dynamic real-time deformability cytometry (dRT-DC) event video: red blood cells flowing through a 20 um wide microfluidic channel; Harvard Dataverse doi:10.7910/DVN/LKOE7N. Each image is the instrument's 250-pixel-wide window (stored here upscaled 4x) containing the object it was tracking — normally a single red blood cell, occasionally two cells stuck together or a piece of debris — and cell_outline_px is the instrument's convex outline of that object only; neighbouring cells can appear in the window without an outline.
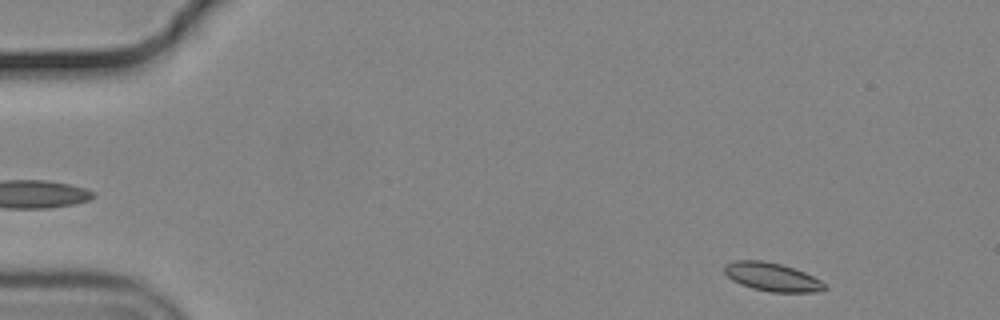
{"species": "common noctule bat (a hibernating species)", "species_latin": "Nyctalus noctula", "temperature_condition": "cold", "stored_images_in_passage": 53, "camera_frame_rate_fps": 3000, "um_per_image_px": 0.085, "animal": {"sex": "male", "body_mass_g": 19.2, "forearm_length_mm": 51.8}, "frame": {"image": 1, "passage_image": 3, "time_ms": 0.667, "image_size_px": [1000, 320], "cell_outline_px": [[828, 288], [812, 292], [772, 292], [752, 288], [740, 284], [732, 280], [724, 272], [724, 264], [736, 260], [764, 260], [780, 264], [804, 272], [820, 280]], "centroid_in_image_um": [65.58, 23.53], "position_along_channel_um": 19.4, "area_um2": 16.47}}
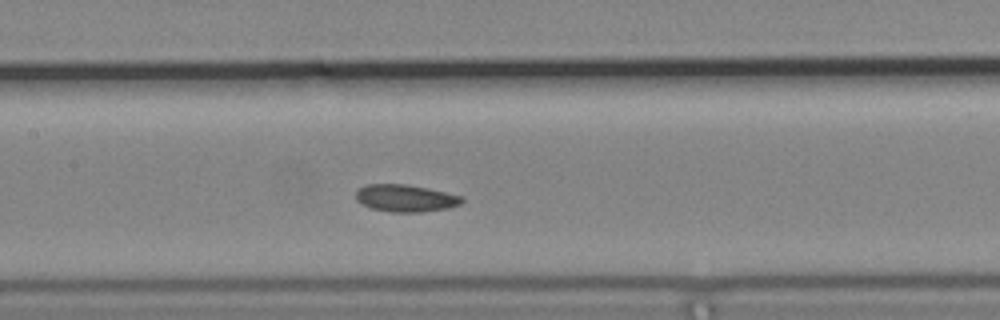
{"frame": {"image": 2, "passage_image": 24, "time_ms": 7.667, "image_size_px": [1000, 320], "cell_outline_px": [[464, 200], [460, 204], [448, 208], [420, 212], [392, 212], [368, 208], [360, 204], [356, 200], [356, 192], [360, 188], [368, 184], [408, 184], [428, 188], [464, 196]], "centroid_in_image_um": [34.47, 16.85], "position_along_channel_um": 172.9, "area_um2": 16.99}}
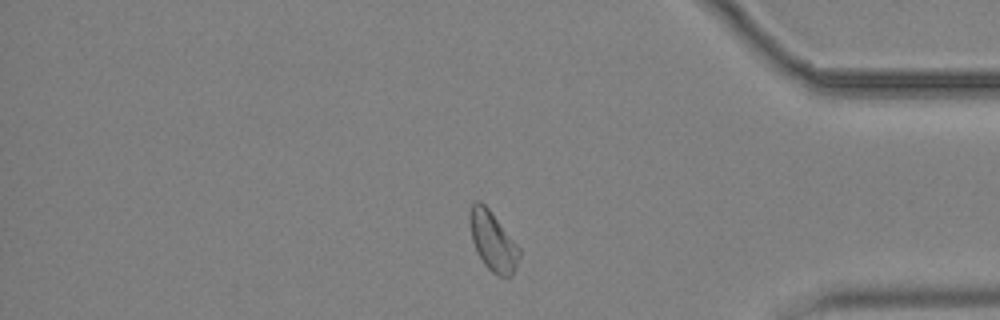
{"frame": {"image": 3, "passage_image": 44, "time_ms": 14.333, "image_size_px": [1000, 320], "cell_outline_px": [[520, 256], [516, 268], [512, 276], [496, 276], [484, 264], [472, 240], [468, 224], [468, 216], [472, 204], [476, 200], [480, 200], [488, 208], [520, 248]], "centroid_in_image_um": [41.88, 20.5], "position_along_channel_um": 393.3, "area_um2": 17.11}, "authors_computed_cell_mechanics": {"area_um2": 16.8776, "velocity_mm_per_s": 3.6721, "shape_relaxation_time_tau1_ms": null, "shape_relaxation_time_tau2_ms": 4.053, "deformation_change_tau1": null, "deformation_change_tau2": 0.0898}}